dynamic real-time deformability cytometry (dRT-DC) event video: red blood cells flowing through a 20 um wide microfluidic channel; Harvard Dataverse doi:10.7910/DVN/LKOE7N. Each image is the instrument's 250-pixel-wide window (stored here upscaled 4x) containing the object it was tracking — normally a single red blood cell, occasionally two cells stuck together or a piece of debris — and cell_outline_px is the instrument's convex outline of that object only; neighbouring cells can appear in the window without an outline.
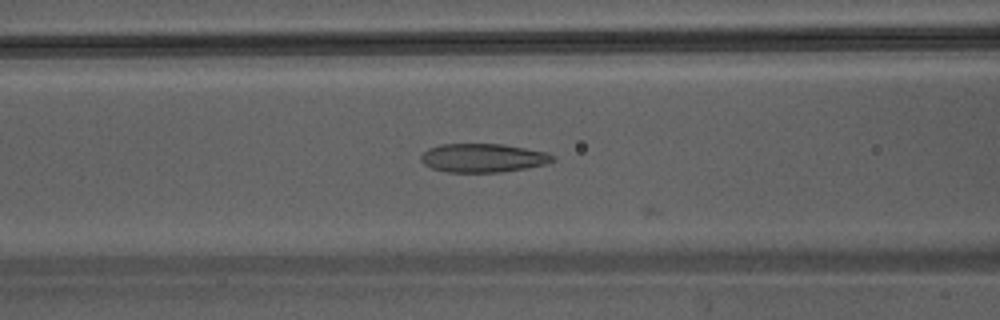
{"species": "Egyptian fruit bat (a non-hibernating species)", "species_latin": "Rousettus aegyptiacus", "temperature_condition": "warm", "stored_images_in_passage": 17, "camera_frame_rate_fps": 3000, "um_per_image_px": 0.085, "animal": {"sex": "male"}, "frame": {"image": 1, "passage_image": 16, "time_ms": 5.0, "image_size_px": [1000, 320], "cell_outline_px": [[556, 160], [548, 164], [528, 168], [500, 172], [448, 172], [432, 168], [424, 164], [420, 160], [420, 156], [428, 148], [440, 144], [504, 144], [548, 152], [556, 156]], "centroid_in_image_um": [41.11, 13.42], "position_along_channel_um": 125.5, "area_um2": 22.31}}